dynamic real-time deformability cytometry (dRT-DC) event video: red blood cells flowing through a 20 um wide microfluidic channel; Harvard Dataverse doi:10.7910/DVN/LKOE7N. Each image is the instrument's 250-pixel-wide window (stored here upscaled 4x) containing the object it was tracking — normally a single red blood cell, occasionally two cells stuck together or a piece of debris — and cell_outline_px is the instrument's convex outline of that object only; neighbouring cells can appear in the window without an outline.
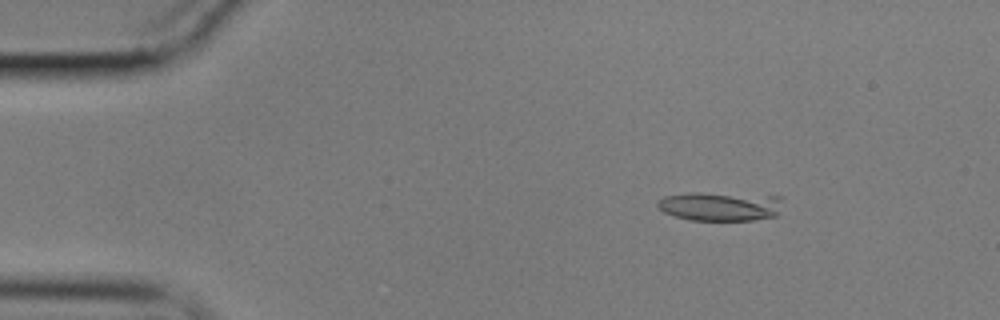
{"species": "common noctule bat (a hibernating species)", "species_latin": "Nyctalus noctula", "temperature_condition": "cold", "stored_images_in_passage": 15, "camera_frame_rate_fps": 3000, "um_per_image_px": 0.085, "animal": {"sex": "male", "body_mass_g": 17.9}, "frame": {"image": 1, "passage_image": 7, "time_ms": 2.0, "image_size_px": [1000, 320], "cell_outline_px": [[784, 196], [776, 216], [752, 220], [688, 220], [664, 212], [656, 204], [656, 200], [664, 196], [688, 192], [700, 192]], "centroid_in_image_um": [61.21, 17.51], "position_along_channel_um": 23.8, "area_um2": 21.44}}